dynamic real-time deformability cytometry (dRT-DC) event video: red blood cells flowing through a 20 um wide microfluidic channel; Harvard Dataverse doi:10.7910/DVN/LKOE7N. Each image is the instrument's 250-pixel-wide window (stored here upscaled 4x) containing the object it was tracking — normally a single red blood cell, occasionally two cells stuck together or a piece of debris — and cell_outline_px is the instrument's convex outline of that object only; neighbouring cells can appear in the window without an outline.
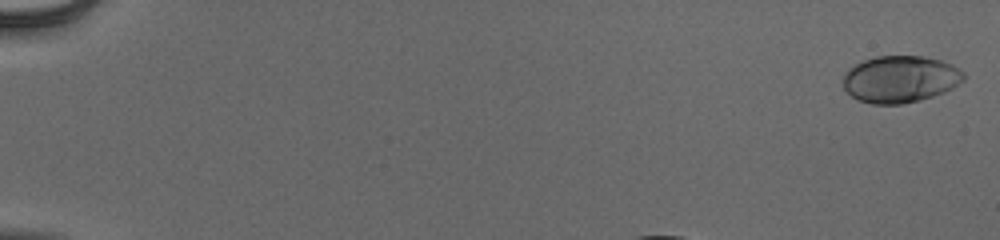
{"species": "human", "species_latin": "Homo sapiens", "temperature_condition": "cold", "stored_images_in_passage": 14, "camera_frame_rate_fps": 3000, "um_per_image_px": 0.085, "donor": {"sex": "male"}, "frame": {"image": 1, "passage_image": 1, "time_ms": 0.0, "image_size_px": [1000, 240], "cell_outline_px": [[964, 80], [952, 88], [944, 92], [920, 100], [900, 104], [872, 104], [856, 100], [844, 88], [844, 76], [848, 68], [864, 60], [876, 56], [924, 56], [940, 60], [952, 64], [960, 68], [964, 72]], "centroid_in_image_um": [76.53, 6.72], "position_along_channel_um": 8.5, "area_um2": 33.0}}